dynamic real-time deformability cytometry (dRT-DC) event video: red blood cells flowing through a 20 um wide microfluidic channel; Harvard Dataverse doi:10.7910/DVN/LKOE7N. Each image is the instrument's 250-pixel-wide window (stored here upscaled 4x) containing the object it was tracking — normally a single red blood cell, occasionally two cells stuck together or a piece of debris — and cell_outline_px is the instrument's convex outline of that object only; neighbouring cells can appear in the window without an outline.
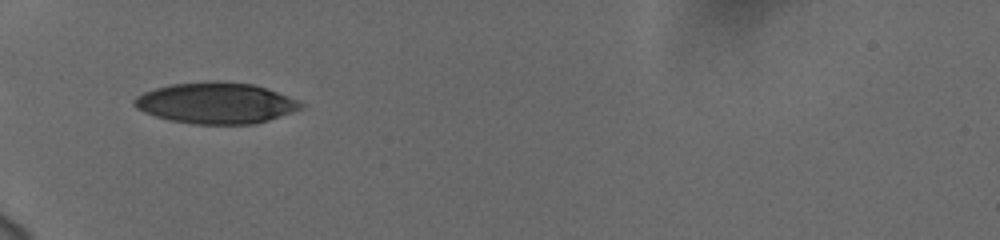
{"species": "human", "species_latin": "Homo sapiens", "temperature_condition": "cold", "stored_images_in_passage": 24, "camera_frame_rate_fps": 3000, "um_per_image_px": 0.085, "donor": {"sex": "female"}, "frame": {"image": 1, "passage_image": 1, "time_ms": 0.0, "image_size_px": [1000, 240], "cell_outline_px": [[304, 108], [268, 120], [252, 124], [192, 124], [172, 120], [156, 116], [144, 112], [136, 108], [132, 104], [132, 100], [136, 96], [144, 92], [156, 88], [172, 84], [208, 80], [216, 80], [252, 84], [288, 96], [304, 104]], "centroid_in_image_um": [18.32, 8.75], "position_along_channel_um": 66.7, "area_um2": 39.82}}
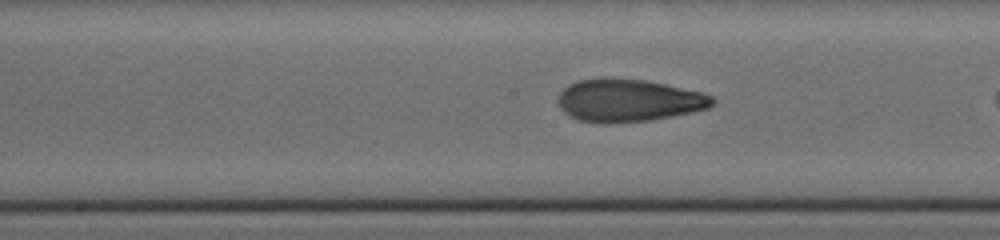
{"frame": {"image": 2, "passage_image": 9, "time_ms": 2.667, "image_size_px": [1000, 240], "cell_outline_px": [[716, 100], [708, 108], [672, 116], [652, 120], [608, 124], [600, 124], [580, 120], [568, 116], [560, 108], [556, 100], [560, 92], [568, 84], [580, 80], [600, 76], [644, 80], [664, 84], [700, 92], [712, 96]], "centroid_in_image_um": [53.35, 8.53], "position_along_channel_um": 194.9, "area_um2": 38.73}}
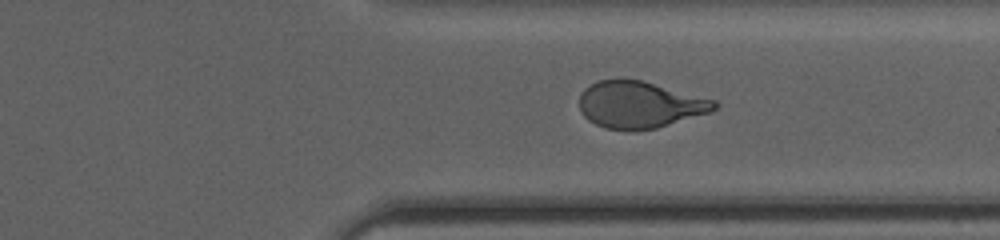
{"frame": {"image": 3, "passage_image": 22, "time_ms": 7.0, "image_size_px": [1000, 240], "cell_outline_px": [[720, 104], [716, 108], [708, 112], [656, 128], [604, 128], [588, 120], [580, 112], [580, 92], [584, 88], [600, 80], [616, 76], [624, 76], [644, 80], [716, 100]], "centroid_in_image_um": [54.34, 8.82], "position_along_channel_um": 357.1, "area_um2": 36.88}}